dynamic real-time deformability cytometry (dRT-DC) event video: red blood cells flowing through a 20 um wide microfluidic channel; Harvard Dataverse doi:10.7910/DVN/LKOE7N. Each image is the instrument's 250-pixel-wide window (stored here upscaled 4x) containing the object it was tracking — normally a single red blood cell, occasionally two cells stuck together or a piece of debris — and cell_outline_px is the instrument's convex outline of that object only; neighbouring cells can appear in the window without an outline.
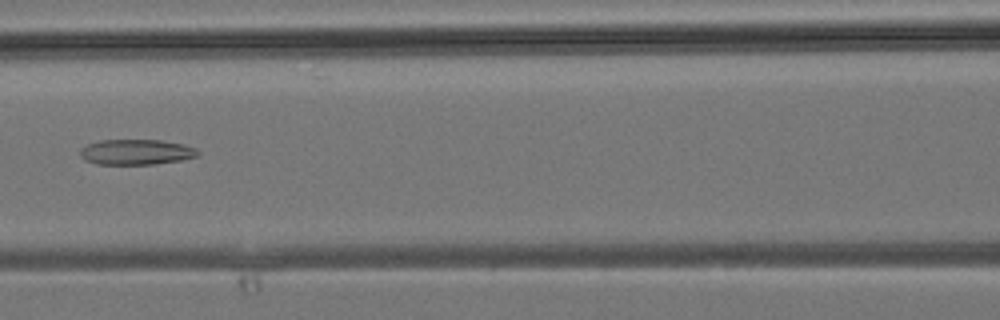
{"species": "common noctule bat (a hibernating species)", "species_latin": "Nyctalus noctula", "temperature_condition": "room temperature", "stored_images_in_passage": 37, "camera_frame_rate_fps": 3000, "um_per_image_px": 0.085, "animal": {"sex": "male", "body_mass_g": 19.2, "forearm_length_mm": 51.8}, "frame": {"image": 1, "passage_image": 17, "time_ms": 5.333, "image_size_px": [1000, 320], "cell_outline_px": [[200, 152], [196, 156], [180, 160], [156, 164], [96, 164], [84, 160], [80, 156], [80, 148], [88, 144], [100, 140], [160, 140], [184, 144], [196, 148]], "centroid_in_image_um": [11.56, 12.92], "position_along_channel_um": 155.0, "area_um2": 17.46}}
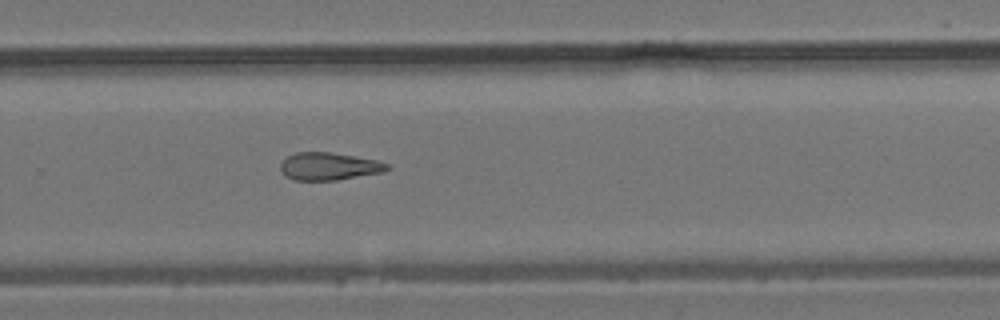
{"frame": {"image": 2, "passage_image": 25, "time_ms": 8.0, "image_size_px": [1000, 320], "cell_outline_px": [[392, 168], [384, 172], [336, 180], [292, 180], [284, 176], [280, 168], [280, 164], [288, 156], [296, 152], [332, 152], [376, 160], [388, 164]], "centroid_in_image_um": [27.96, 14.14], "position_along_channel_um": 301.8, "area_um2": 17.22}}
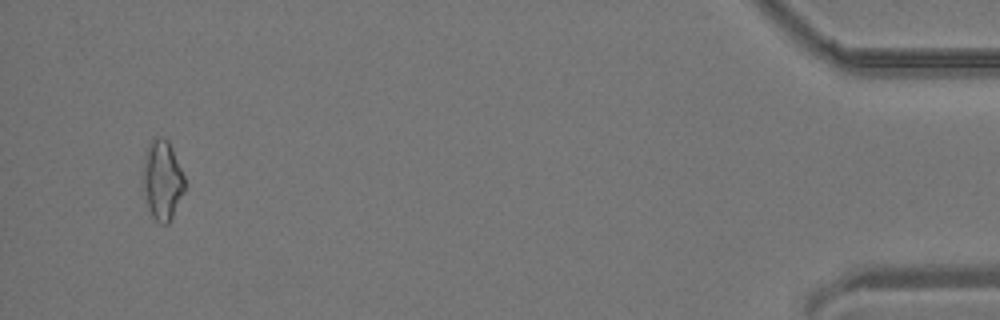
{"frame": {"image": 3, "passage_image": 36, "time_ms": 11.667, "image_size_px": [1000, 320], "cell_outline_px": [[184, 192], [168, 224], [160, 224], [152, 216], [148, 208], [144, 188], [144, 156], [148, 144], [152, 136], [164, 136], [168, 140], [184, 176]], "centroid_in_image_um": [13.79, 15.27], "position_along_channel_um": 421.4, "area_um2": 19.13}}